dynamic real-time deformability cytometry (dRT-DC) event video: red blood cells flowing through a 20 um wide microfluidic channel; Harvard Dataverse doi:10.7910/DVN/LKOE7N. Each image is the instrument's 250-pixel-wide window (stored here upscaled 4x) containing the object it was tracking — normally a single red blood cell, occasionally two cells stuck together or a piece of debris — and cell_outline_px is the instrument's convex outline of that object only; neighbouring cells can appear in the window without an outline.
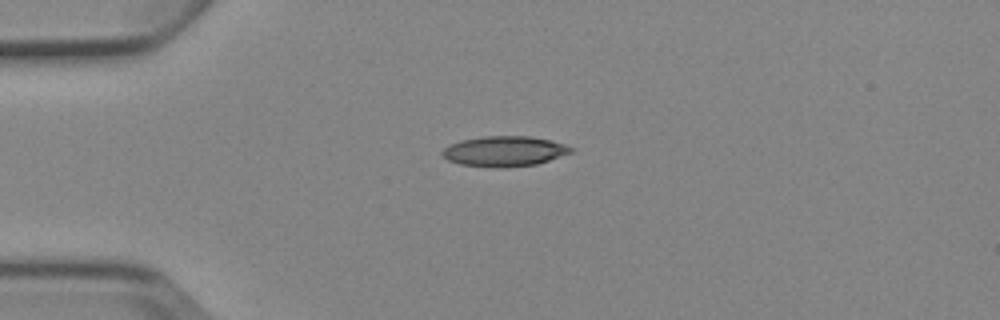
{"species": "Egyptian fruit bat (a non-hibernating species)", "species_latin": "Rousettus aegyptiacus", "temperature_condition": "cold", "stored_images_in_passage": 5, "camera_frame_rate_fps": 3000, "um_per_image_px": 0.085, "animal": {"sex": "female"}, "frame": {"image": 1, "passage_image": 5, "time_ms": 4.667, "image_size_px": [1000, 320], "cell_outline_px": [[572, 152], [536, 164], [504, 168], [460, 164], [448, 160], [440, 152], [448, 144], [460, 140], [484, 136], [528, 136], [552, 140], [564, 144], [572, 148]], "centroid_in_image_um": [42.84, 12.84], "position_along_channel_um": 42.2, "area_um2": 22.6}}